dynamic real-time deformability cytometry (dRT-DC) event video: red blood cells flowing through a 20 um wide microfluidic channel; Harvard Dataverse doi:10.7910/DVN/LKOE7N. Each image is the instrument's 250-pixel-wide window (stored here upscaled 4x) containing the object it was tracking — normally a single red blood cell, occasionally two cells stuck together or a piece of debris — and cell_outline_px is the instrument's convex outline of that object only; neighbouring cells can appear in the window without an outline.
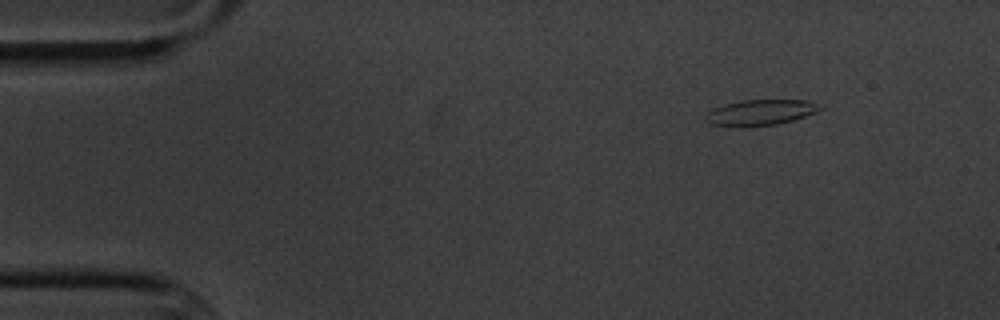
{"species": "common noctule bat (a hibernating species)", "species_latin": "Nyctalus noctula", "temperature_condition": "cold", "stored_images_in_passage": 3, "camera_frame_rate_fps": 3000, "um_per_image_px": 0.085, "animal": {"sex": "male", "body_mass_g": 20.1, "forearm_length_mm": 53.5}, "frame": {"image": 1, "passage_image": 1, "time_ms": 0.0, "image_size_px": [1000, 320], "cell_outline_px": [[820, 108], [816, 112], [792, 120], [776, 124], [744, 128], [740, 128], [708, 124], [704, 120], [704, 116], [712, 108], [724, 104], [740, 100], [808, 100], [816, 104]], "centroid_in_image_um": [64.5, 9.58], "position_along_channel_um": 20.5, "area_um2": 17.34}}